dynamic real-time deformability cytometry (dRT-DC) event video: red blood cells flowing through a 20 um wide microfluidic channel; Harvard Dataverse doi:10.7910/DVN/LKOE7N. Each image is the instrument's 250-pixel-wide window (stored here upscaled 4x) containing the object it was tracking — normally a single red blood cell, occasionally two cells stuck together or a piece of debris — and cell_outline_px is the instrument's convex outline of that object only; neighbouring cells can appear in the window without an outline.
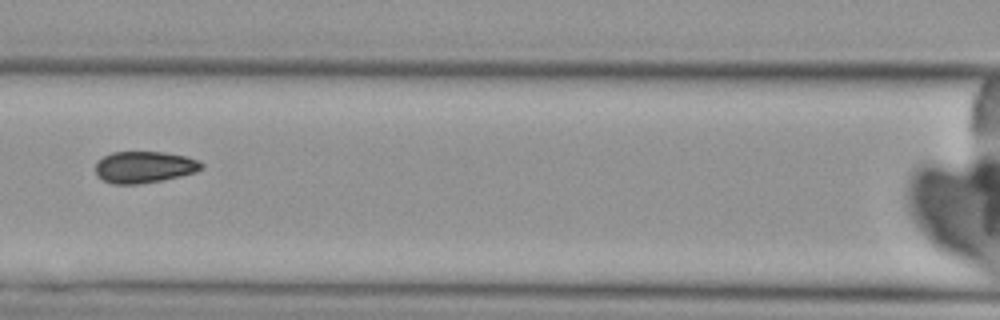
{"species": "Egyptian fruit bat (a non-hibernating species)", "species_latin": "Rousettus aegyptiacus", "temperature_condition": "cold", "stored_images_in_passage": 10, "camera_frame_rate_fps": 3000, "um_per_image_px": 0.085, "animal": {"sex": "female"}, "frame": {"image": 1, "passage_image": 7, "time_ms": 8.0, "image_size_px": [1000, 320], "cell_outline_px": [[204, 168], [196, 172], [164, 180], [140, 184], [112, 184], [96, 176], [96, 160], [112, 152], [164, 152], [188, 156], [200, 160], [204, 164]], "centroid_in_image_um": [12.29, 14.2], "position_along_channel_um": 154.3, "area_um2": 19.88}}
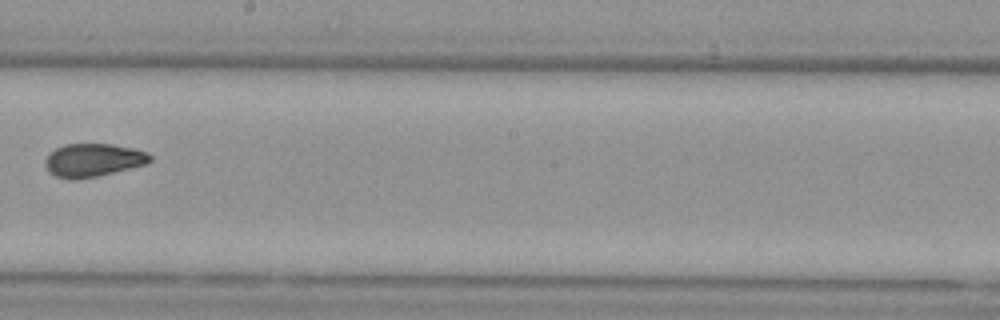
{"frame": {"image": 2, "passage_image": 9, "time_ms": 10.333, "image_size_px": [1000, 320], "cell_outline_px": [[152, 160], [148, 164], [96, 176], [76, 180], [68, 180], [56, 176], [48, 172], [44, 164], [44, 160], [56, 148], [64, 144], [112, 144], [132, 148], [148, 152], [152, 156]], "centroid_in_image_um": [7.92, 13.62], "position_along_channel_um": 240.3, "area_um2": 20.4}}
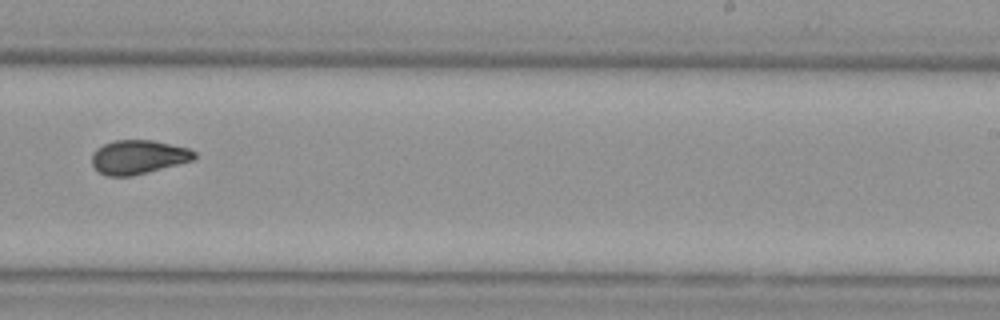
{"frame": {"image": 3, "passage_image": 10, "time_ms": 11.333, "image_size_px": [1000, 320], "cell_outline_px": [[196, 156], [192, 160], [148, 172], [132, 176], [108, 176], [100, 172], [92, 164], [92, 152], [96, 148], [112, 140], [152, 140], [188, 148], [196, 152]], "centroid_in_image_um": [11.73, 13.34], "position_along_channel_um": 277.3, "area_um2": 20.17}}